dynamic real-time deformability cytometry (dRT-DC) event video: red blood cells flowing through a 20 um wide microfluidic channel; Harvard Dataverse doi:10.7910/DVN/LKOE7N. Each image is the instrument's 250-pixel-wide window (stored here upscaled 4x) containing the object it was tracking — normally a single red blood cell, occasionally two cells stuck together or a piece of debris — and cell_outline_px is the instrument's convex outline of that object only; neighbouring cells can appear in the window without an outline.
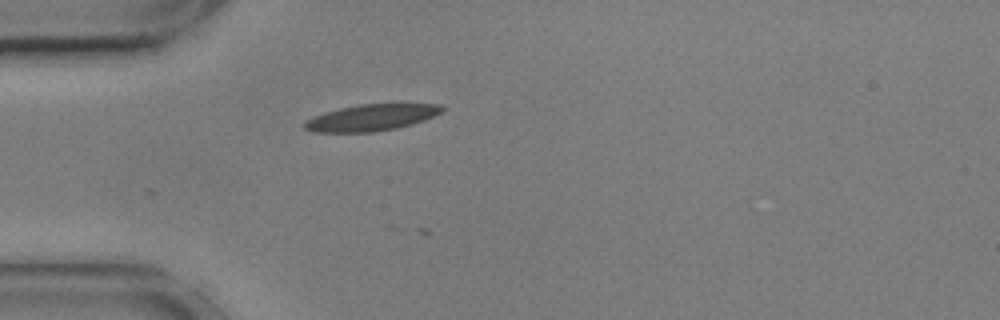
{"species": "common noctule bat (a hibernating species)", "species_latin": "Nyctalus noctula", "temperature_condition": "cold", "stored_images_in_passage": 20, "camera_frame_rate_fps": 3000, "um_per_image_px": 0.085, "animal": {"sex": "male", "body_mass_g": 17.9, "forearm_length_mm": 54.2}, "frame": {"image": 1, "passage_image": 3, "time_ms": 0.667, "image_size_px": [1000, 320], "cell_outline_px": [[444, 112], [424, 120], [412, 124], [396, 128], [372, 132], [312, 132], [304, 128], [304, 120], [312, 116], [340, 108], [360, 104], [400, 100], [440, 104], [444, 108]], "centroid_in_image_um": [31.68, 9.93], "position_along_channel_um": 53.3, "area_um2": 22.37}}
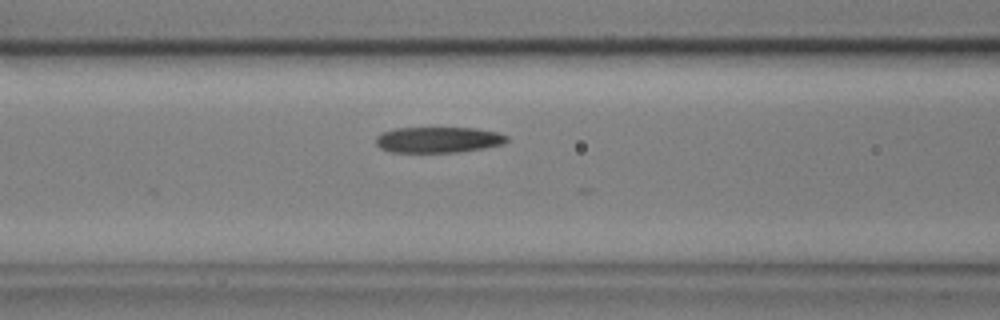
{"frame": {"image": 2, "passage_image": 10, "time_ms": 3.0, "image_size_px": [1000, 320], "cell_outline_px": [[508, 140], [504, 144], [484, 148], [456, 152], [392, 152], [380, 148], [376, 144], [376, 136], [392, 128], [476, 128], [496, 132], [508, 136]], "centroid_in_image_um": [37.25, 11.88], "position_along_channel_um": 129.3, "area_um2": 19.71}}